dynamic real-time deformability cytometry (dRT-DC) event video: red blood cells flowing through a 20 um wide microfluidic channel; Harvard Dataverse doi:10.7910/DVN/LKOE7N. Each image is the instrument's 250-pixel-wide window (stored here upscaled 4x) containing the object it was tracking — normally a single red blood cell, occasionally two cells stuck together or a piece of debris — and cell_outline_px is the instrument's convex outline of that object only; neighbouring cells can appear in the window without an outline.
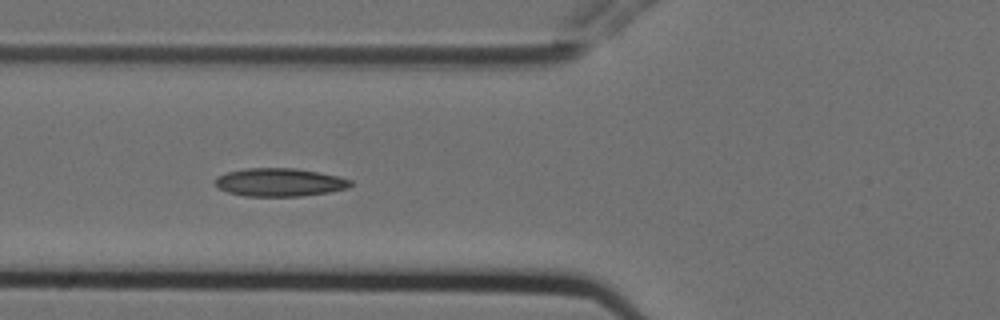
{"species": "Egyptian fruit bat (a non-hibernating species)", "species_latin": "Rousettus aegyptiacus", "temperature_condition": "cold", "stored_images_in_passage": 6, "camera_frame_rate_fps": 3000, "um_per_image_px": 0.085, "animal": {"sex": "female"}, "frame": {"image": 1, "passage_image": 5, "time_ms": 1.333, "image_size_px": [1000, 320], "cell_outline_px": [[352, 184], [348, 188], [328, 192], [300, 196], [244, 196], [228, 192], [220, 188], [212, 180], [216, 176], [228, 172], [244, 168], [296, 168], [320, 172], [352, 180]], "centroid_in_image_um": [23.74, 15.49], "position_along_channel_um": 102.1, "area_um2": 22.25}}
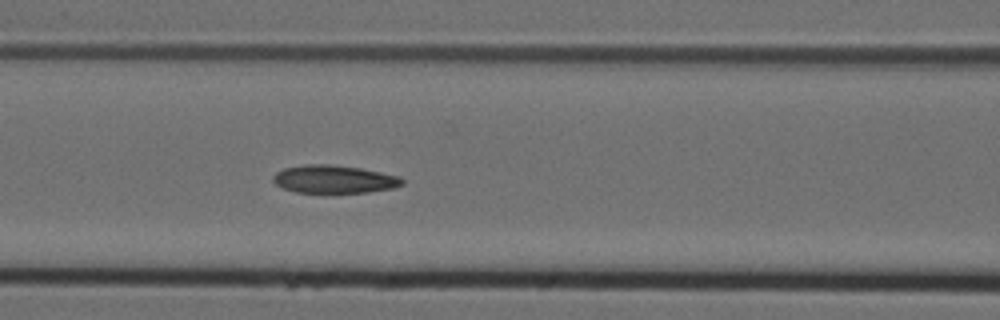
{"frame": {"image": 2, "passage_image": 6, "time_ms": 1.667, "image_size_px": [1000, 320], "cell_outline_px": [[404, 184], [392, 188], [368, 192], [296, 192], [280, 188], [272, 180], [272, 176], [276, 172], [284, 168], [304, 164], [328, 164], [360, 168], [400, 176], [404, 180]], "centroid_in_image_um": [28.37, 15.23], "position_along_channel_um": 138.2, "area_um2": 21.04}}